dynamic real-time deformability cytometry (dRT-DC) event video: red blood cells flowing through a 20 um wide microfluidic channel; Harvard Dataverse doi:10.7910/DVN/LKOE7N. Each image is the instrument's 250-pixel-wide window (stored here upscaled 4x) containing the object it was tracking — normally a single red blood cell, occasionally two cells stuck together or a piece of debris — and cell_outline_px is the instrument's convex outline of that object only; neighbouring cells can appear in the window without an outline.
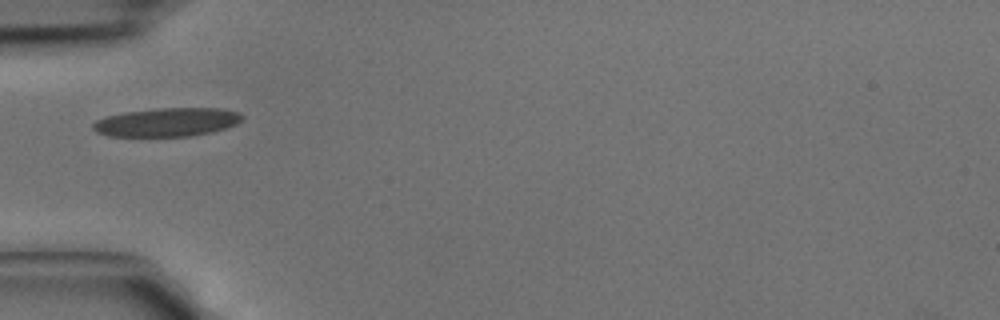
{"species": "common noctule bat (a hibernating species)", "species_latin": "Nyctalus noctula", "temperature_condition": "cold", "stored_images_in_passage": 5, "camera_frame_rate_fps": 3000, "um_per_image_px": 0.085, "animal": {"sex": "male", "body_mass_g": 15.6}, "frame": {"image": 1, "passage_image": 1, "time_ms": 0.0, "image_size_px": [1000, 320], "cell_outline_px": [[244, 116], [236, 124], [228, 128], [212, 132], [192, 136], [108, 136], [96, 132], [92, 128], [92, 124], [96, 120], [108, 116], [124, 112], [156, 108], [220, 108], [240, 112]], "centroid_in_image_um": [14.22, 10.38], "position_along_channel_um": 70.8, "area_um2": 25.03}}